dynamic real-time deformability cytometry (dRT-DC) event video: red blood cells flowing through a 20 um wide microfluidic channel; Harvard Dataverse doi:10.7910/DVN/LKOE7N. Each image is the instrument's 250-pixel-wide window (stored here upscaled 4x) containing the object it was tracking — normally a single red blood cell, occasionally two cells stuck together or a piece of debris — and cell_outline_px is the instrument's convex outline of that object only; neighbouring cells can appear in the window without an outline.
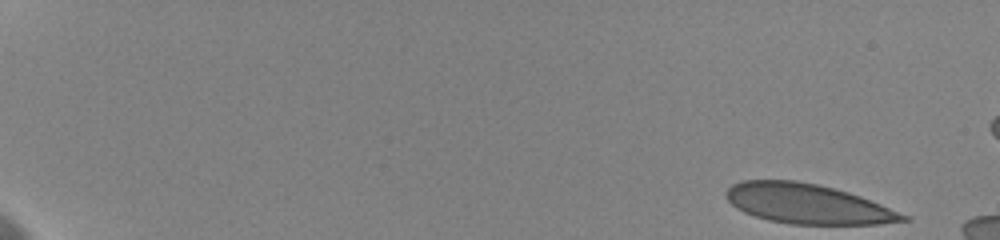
{"species": "human", "species_latin": "Homo sapiens", "temperature_condition": "cold", "stored_images_in_passage": 12, "camera_frame_rate_fps": 3000, "um_per_image_px": 0.085, "donor": {"sex": "female"}, "frame": {"image": 1, "passage_image": 1, "time_ms": 0.0, "image_size_px": [1000, 240], "cell_outline_px": [[912, 220], [876, 224], [792, 224], [768, 220], [744, 212], [736, 208], [728, 200], [724, 192], [732, 184], [744, 180], [796, 180], [816, 184], [848, 192], [860, 196], [880, 204], [908, 216]], "centroid_in_image_um": [68.61, 17.32], "position_along_channel_um": 16.4, "area_um2": 40.69}}